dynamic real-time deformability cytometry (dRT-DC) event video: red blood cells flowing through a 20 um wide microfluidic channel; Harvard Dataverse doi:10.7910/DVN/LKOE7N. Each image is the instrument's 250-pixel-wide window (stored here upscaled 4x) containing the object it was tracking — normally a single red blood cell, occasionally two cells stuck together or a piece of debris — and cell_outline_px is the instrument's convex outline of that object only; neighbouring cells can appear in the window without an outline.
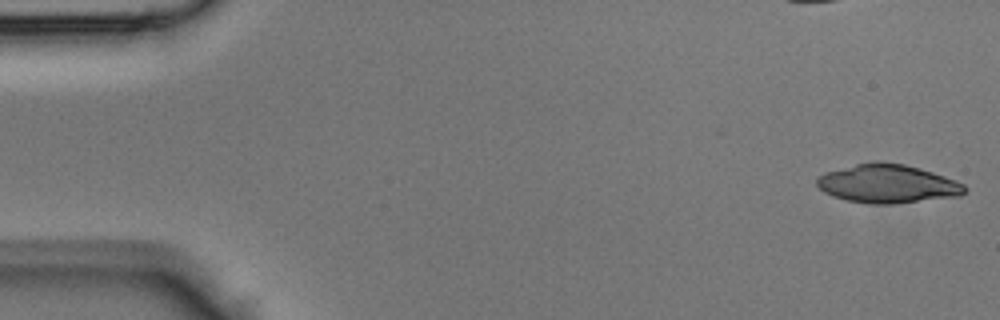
{"species": "Egyptian fruit bat (a non-hibernating species)", "species_latin": "Rousettus aegyptiacus", "temperature_condition": "room temperature", "stored_images_in_passage": 42, "camera_frame_rate_fps": 3000, "um_per_image_px": 0.085, "animal": {"sex": "male"}, "frame": {"image": 1, "passage_image": 1, "time_ms": 0.0, "image_size_px": [1000, 320], "cell_outline_px": [[968, 188], [960, 196], [892, 204], [872, 204], [848, 200], [832, 196], [824, 192], [816, 184], [816, 176], [824, 172], [856, 164], [876, 160], [904, 164], [920, 168], [956, 180], [964, 184]], "centroid_in_image_um": [75.43, 15.61], "position_along_channel_um": 9.6, "area_um2": 33.41}}